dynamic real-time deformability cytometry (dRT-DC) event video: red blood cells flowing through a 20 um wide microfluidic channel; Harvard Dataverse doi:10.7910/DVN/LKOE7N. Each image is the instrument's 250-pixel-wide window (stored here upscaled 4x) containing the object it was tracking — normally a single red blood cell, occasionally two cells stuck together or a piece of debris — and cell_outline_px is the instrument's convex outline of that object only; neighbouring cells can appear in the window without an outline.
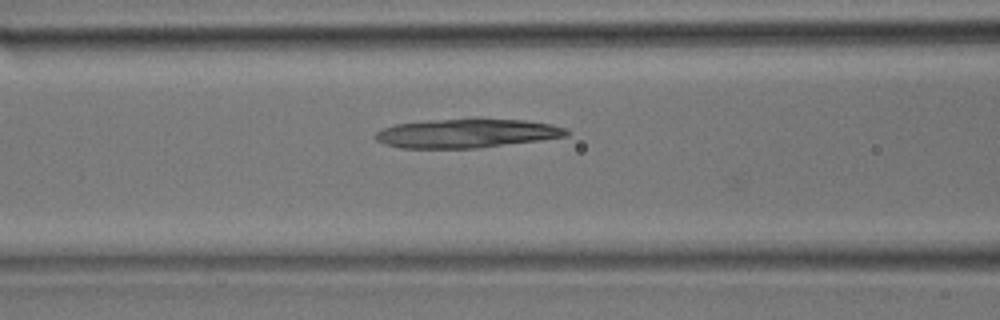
{"species": "common noctule bat (a hibernating species)", "species_latin": "Nyctalus noctula", "temperature_condition": "room temperature", "stored_images_in_passage": 15, "camera_frame_rate_fps": 3000, "um_per_image_px": 0.085, "animal": {"sex": "male", "body_mass_g": 17.9}, "frame": {"image": 1, "passage_image": 8, "time_ms": 2.333, "image_size_px": [1000, 320], "cell_outline_px": [[568, 136], [540, 140], [476, 148], [400, 148], [384, 144], [376, 140], [376, 132], [384, 128], [396, 124], [428, 120], [476, 116], [524, 120], [552, 124], [564, 128], [568, 132]], "centroid_in_image_um": [39.68, 11.29], "position_along_channel_um": 126.9, "area_um2": 33.0}}
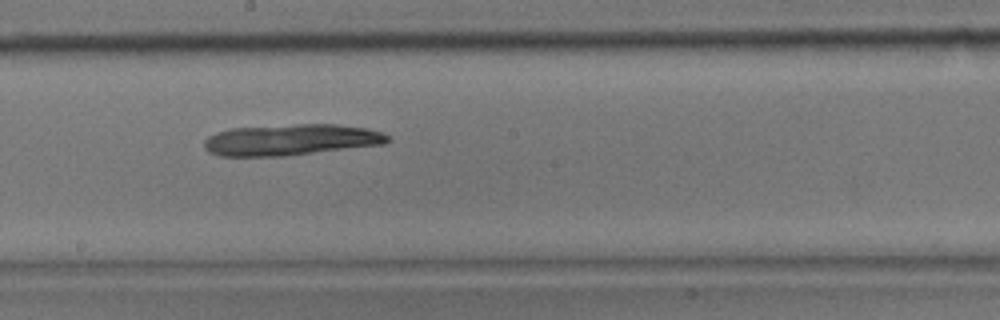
{"frame": {"image": 2, "passage_image": 13, "time_ms": 4.0, "image_size_px": [1000, 320], "cell_outline_px": [[392, 140], [384, 144], [284, 156], [220, 156], [208, 152], [204, 148], [204, 140], [208, 136], [216, 132], [232, 128], [300, 124], [336, 124], [368, 128], [380, 132], [388, 136]], "centroid_in_image_um": [24.71, 11.88], "position_along_channel_um": 223.5, "area_um2": 33.35}}
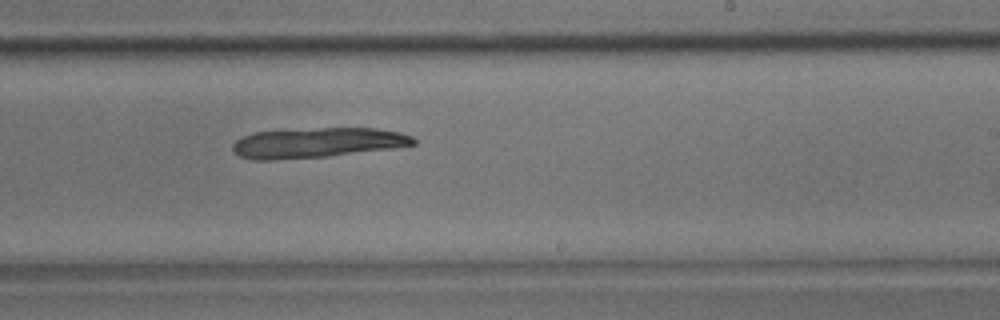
{"frame": {"image": 3, "passage_image": 15, "time_ms": 4.667, "image_size_px": [1000, 320], "cell_outline_px": [[416, 144], [392, 148], [328, 156], [276, 160], [252, 160], [240, 156], [232, 152], [232, 144], [240, 136], [252, 132], [316, 128], [376, 128], [400, 132], [412, 136], [416, 140]], "centroid_in_image_um": [26.91, 12.13], "position_along_channel_um": 262.1, "area_um2": 31.85}}